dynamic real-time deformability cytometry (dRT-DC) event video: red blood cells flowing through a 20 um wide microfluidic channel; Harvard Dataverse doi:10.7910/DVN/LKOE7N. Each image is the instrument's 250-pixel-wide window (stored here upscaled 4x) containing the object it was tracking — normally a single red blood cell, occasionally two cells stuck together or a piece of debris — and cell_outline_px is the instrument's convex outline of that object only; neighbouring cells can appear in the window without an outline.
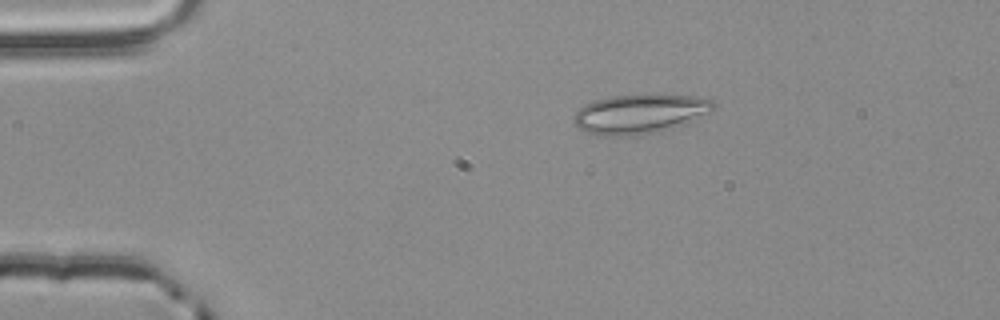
{"species": "common noctule bat (a hibernating species)", "species_latin": "Nyctalus noctula", "temperature_condition": "room temperature", "stored_images_in_passage": 3, "camera_frame_rate_fps": 3000, "um_per_image_px": 0.085, "animal": {"sex": "male", "body_mass_g": 20.4}, "frame": {"image": 1, "passage_image": 1, "time_ms": 0.0, "image_size_px": [1000, 320], "cell_outline_px": [[716, 104], [708, 112], [684, 124], [672, 128], [632, 136], [596, 136], [572, 124], [572, 120], [576, 112], [584, 104], [596, 100], [612, 96], [656, 92], [692, 96], [712, 100]], "centroid_in_image_um": [54.34, 9.65], "position_along_channel_um": 30.7, "area_um2": 32.48}}
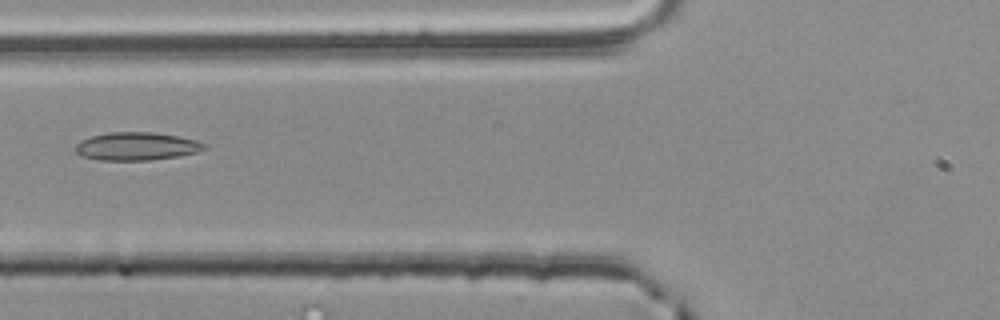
{"frame": {"image": 2, "passage_image": 3, "time_ms": 0.667, "image_size_px": [1000, 320], "cell_outline_px": [[208, 148], [196, 152], [180, 156], [148, 160], [100, 160], [80, 156], [76, 152], [76, 144], [80, 140], [92, 136], [108, 132], [152, 132], [176, 136], [196, 140], [208, 144]], "centroid_in_image_um": [11.62, 12.43], "position_along_channel_um": 114.2, "area_um2": 21.1}}